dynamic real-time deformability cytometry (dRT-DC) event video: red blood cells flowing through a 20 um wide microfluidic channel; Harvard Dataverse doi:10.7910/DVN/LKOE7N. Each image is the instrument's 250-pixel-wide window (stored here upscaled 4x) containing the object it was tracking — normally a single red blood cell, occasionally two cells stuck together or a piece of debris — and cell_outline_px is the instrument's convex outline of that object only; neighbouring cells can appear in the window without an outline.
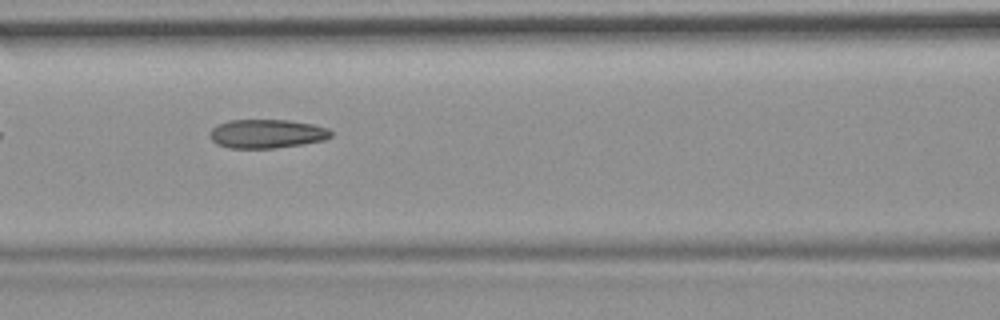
{"species": "common noctule bat (a hibernating species)", "species_latin": "Nyctalus noctula", "temperature_condition": "room temperature", "stored_images_in_passage": 15, "camera_frame_rate_fps": 3000, "um_per_image_px": 0.085, "animal": {"sex": "female", "body_mass_g": 19.9}, "frame": {"image": 1, "passage_image": 7, "time_ms": 7.667, "image_size_px": [1000, 320], "cell_outline_px": [[332, 136], [324, 140], [276, 148], [228, 148], [216, 144], [212, 140], [212, 128], [228, 120], [288, 120], [312, 124], [328, 128], [332, 132]], "centroid_in_image_um": [22.7, 11.37], "position_along_channel_um": 143.9, "area_um2": 20.17}}
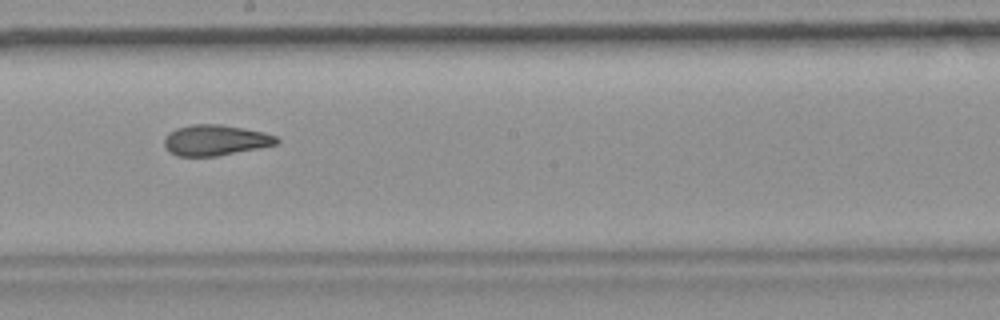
{"frame": {"image": 2, "passage_image": 9, "time_ms": 10.0, "image_size_px": [1000, 320], "cell_outline_px": [[280, 140], [276, 144], [260, 148], [216, 156], [176, 156], [168, 152], [164, 144], [164, 140], [168, 132], [176, 128], [192, 124], [220, 124], [264, 132], [276, 136]], "centroid_in_image_um": [18.28, 11.92], "position_along_channel_um": 229.9, "area_um2": 20.17}}
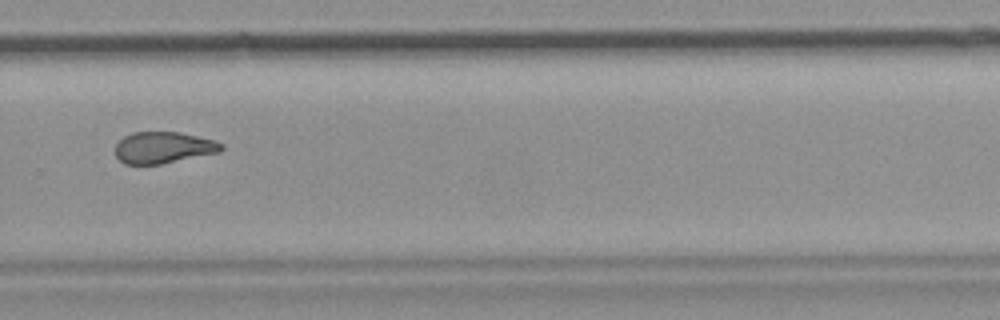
{"frame": {"image": 3, "passage_image": 11, "time_ms": 12.333, "image_size_px": [1000, 320], "cell_outline_px": [[224, 148], [220, 152], [160, 164], [124, 164], [116, 156], [116, 144], [124, 136], [132, 132], [180, 132], [212, 140], [224, 144]], "centroid_in_image_um": [13.88, 12.54], "position_along_channel_um": 315.9, "area_um2": 19.36}}